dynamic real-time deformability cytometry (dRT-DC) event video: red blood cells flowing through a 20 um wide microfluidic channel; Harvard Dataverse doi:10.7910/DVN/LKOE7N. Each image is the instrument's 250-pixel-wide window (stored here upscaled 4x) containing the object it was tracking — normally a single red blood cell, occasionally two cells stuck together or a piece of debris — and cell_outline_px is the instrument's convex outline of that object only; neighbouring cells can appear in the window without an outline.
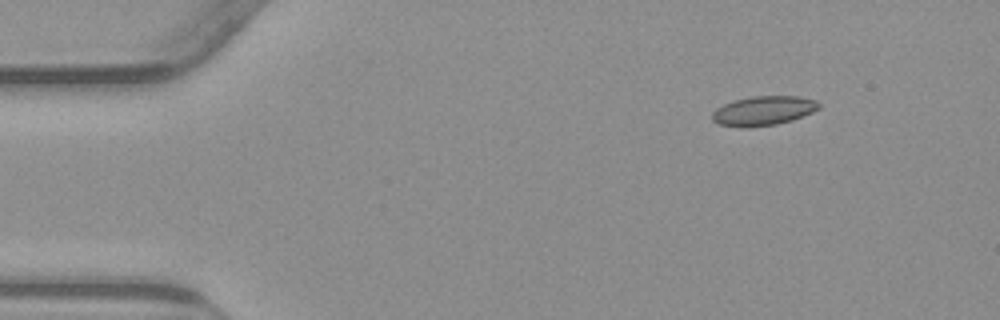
{"species": "common noctule bat (a hibernating species)", "species_latin": "Nyctalus noctula", "temperature_condition": "warm", "stored_images_in_passage": 48, "camera_frame_rate_fps": 3000, "um_per_image_px": 0.085, "animal": {"sex": "male", "body_mass_g": 23.1, "forearm_length_mm": 52.7}, "frame": {"image": 1, "passage_image": 1, "time_ms": 0.0, "image_size_px": [1000, 320], "cell_outline_px": [[820, 108], [812, 112], [792, 120], [776, 124], [744, 128], [716, 124], [712, 120], [712, 112], [716, 108], [724, 104], [736, 100], [752, 96], [800, 96], [816, 100], [820, 104]], "centroid_in_image_um": [64.88, 9.42], "position_along_channel_um": 20.1, "area_um2": 18.32}}
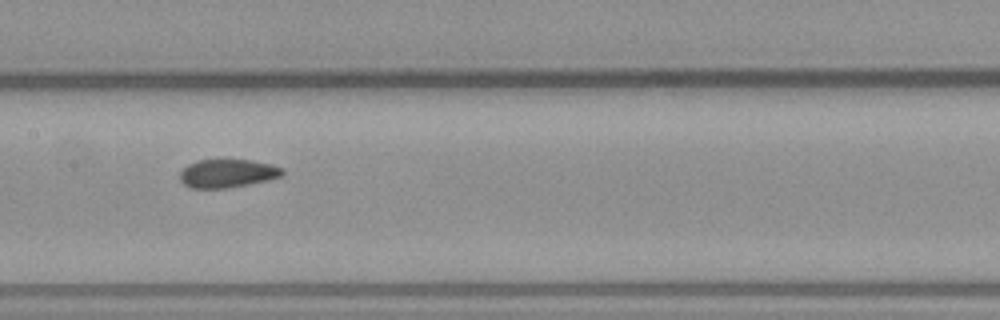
{"frame": {"image": 2, "passage_image": 21, "time_ms": 6.667, "image_size_px": [1000, 320], "cell_outline_px": [[284, 172], [280, 176], [268, 180], [248, 184], [224, 188], [192, 188], [184, 184], [180, 180], [180, 172], [188, 164], [196, 160], [248, 160], [272, 164], [284, 168]], "centroid_in_image_um": [19.33, 14.73], "position_along_channel_um": 188.1, "area_um2": 16.82}}
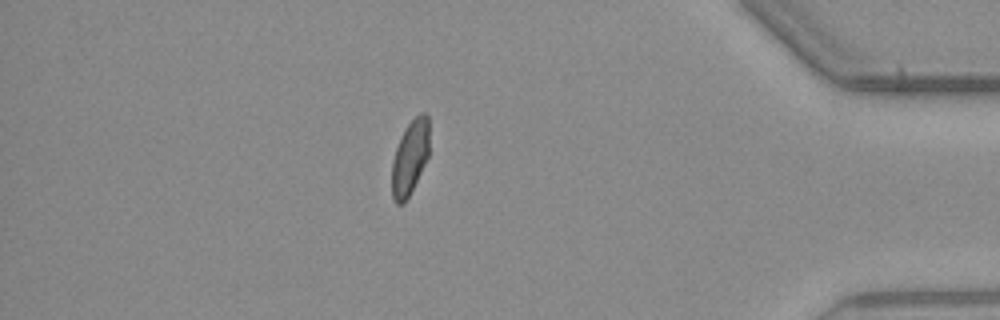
{"frame": {"image": 3, "passage_image": 41, "time_ms": 13.333, "image_size_px": [1000, 320], "cell_outline_px": [[428, 156], [404, 204], [396, 204], [392, 196], [392, 160], [396, 148], [404, 128], [420, 112], [424, 112], [428, 116]], "centroid_in_image_um": [34.82, 13.37], "position_along_channel_um": 400.4, "area_um2": 15.95}, "authors_computed_cell_mechanics": {"area_um2": 17.629, "velocity_mm_per_s": 3.8286, "shape_relaxation_time_tau1_ms": null, "shape_relaxation_time_tau2_ms": 1.303, "deformation_change_tau1": null, "deformation_change_tau2": 0.0585}}